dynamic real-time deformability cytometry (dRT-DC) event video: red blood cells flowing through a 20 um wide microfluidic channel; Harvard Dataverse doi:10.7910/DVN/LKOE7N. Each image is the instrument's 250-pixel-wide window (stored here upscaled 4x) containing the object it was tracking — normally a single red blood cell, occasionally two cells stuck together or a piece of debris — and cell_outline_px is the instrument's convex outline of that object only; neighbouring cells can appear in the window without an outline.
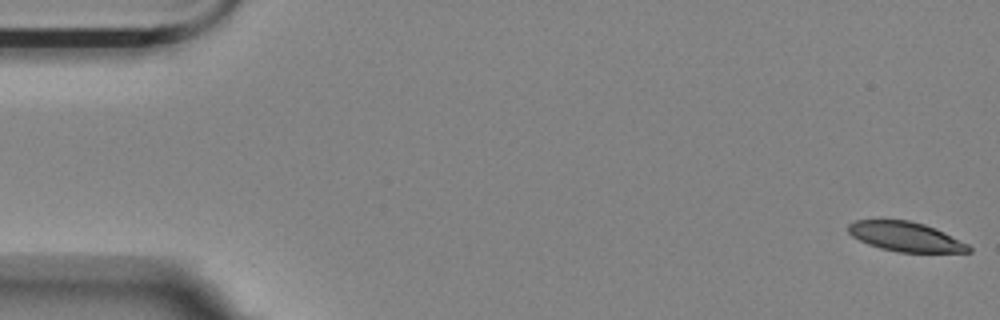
{"species": "Egyptian fruit bat (a non-hibernating species)", "species_latin": "Rousettus aegyptiacus", "temperature_condition": "room temperature", "stored_images_in_passage": 4, "camera_frame_rate_fps": 3000, "um_per_image_px": 0.085, "animal": {"sex": "female"}, "frame": {"image": 1, "passage_image": 1, "time_ms": 0.0, "image_size_px": [1000, 320], "cell_outline_px": [[972, 252], [900, 252], [880, 248], [868, 244], [852, 236], [848, 232], [848, 224], [856, 220], [908, 220], [924, 224], [936, 228], [968, 244], [972, 248]], "centroid_in_image_um": [76.99, 20.11], "position_along_channel_um": 8.0, "area_um2": 20.63}}
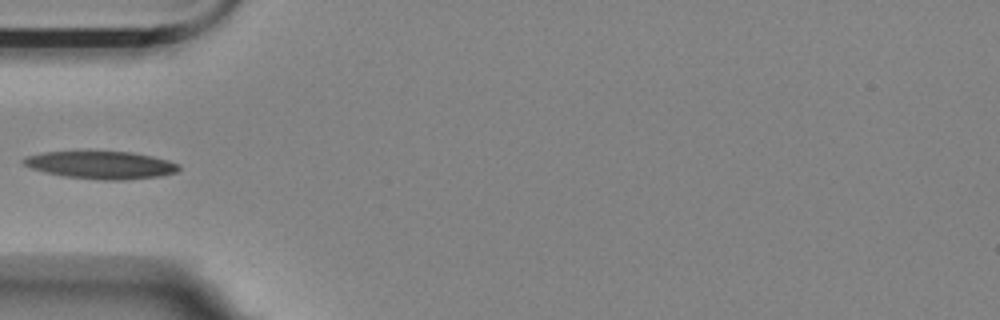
{"frame": {"image": 2, "passage_image": 3, "time_ms": 0.667, "image_size_px": [1000, 320], "cell_outline_px": [[180, 168], [176, 172], [160, 176], [128, 180], [100, 180], [64, 176], [44, 172], [32, 168], [24, 164], [20, 160], [24, 156], [40, 152], [132, 152], [152, 156], [168, 160], [180, 164]], "centroid_in_image_um": [8.58, 14.03], "position_along_channel_um": 76.4, "area_um2": 25.09}}
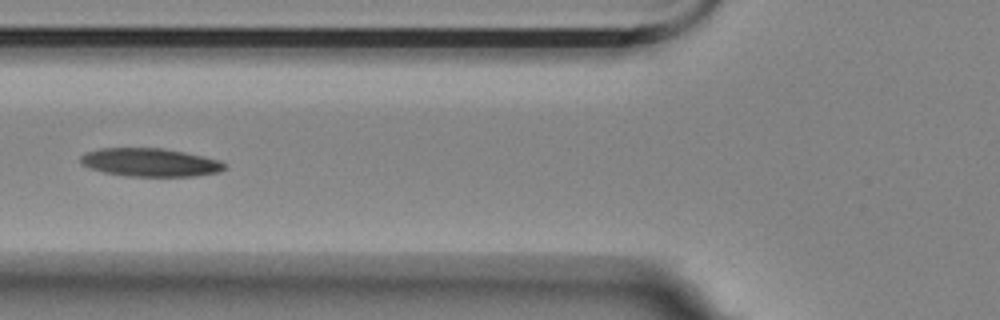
{"frame": {"image": 3, "passage_image": 4, "time_ms": 1.0, "image_size_px": [1000, 320], "cell_outline_px": [[224, 168], [220, 172], [196, 176], [124, 176], [104, 172], [88, 168], [80, 164], [80, 156], [88, 152], [100, 148], [164, 148], [204, 156], [220, 160], [224, 164]], "centroid_in_image_um": [12.74, 13.8], "position_along_channel_um": 113.1, "area_um2": 23.81}}